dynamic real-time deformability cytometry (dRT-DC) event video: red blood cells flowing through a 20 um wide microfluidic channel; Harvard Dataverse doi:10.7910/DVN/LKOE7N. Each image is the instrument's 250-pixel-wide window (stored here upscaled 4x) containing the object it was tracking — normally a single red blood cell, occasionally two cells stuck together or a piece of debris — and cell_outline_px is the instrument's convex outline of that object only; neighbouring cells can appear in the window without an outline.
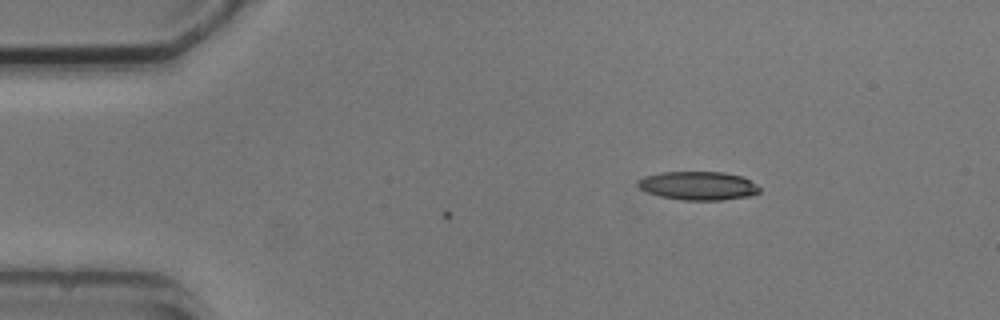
{"species": "common noctule bat (a hibernating species)", "species_latin": "Nyctalus noctula", "temperature_condition": "cold", "stored_images_in_passage": 2, "camera_frame_rate_fps": 3000, "um_per_image_px": 0.085, "animal": {"sex": "male", "body_mass_g": 20.5, "forearm_length_mm": 52.5}, "frame": {"image": 1, "passage_image": 2, "time_ms": 1.333, "image_size_px": [1000, 320], "cell_outline_px": [[760, 192], [748, 196], [720, 200], [680, 200], [660, 196], [648, 192], [640, 188], [636, 184], [644, 176], [660, 172], [724, 172], [744, 176], [756, 184], [760, 188]], "centroid_in_image_um": [59.36, 15.78], "position_along_channel_um": 25.6, "area_um2": 20.29}}